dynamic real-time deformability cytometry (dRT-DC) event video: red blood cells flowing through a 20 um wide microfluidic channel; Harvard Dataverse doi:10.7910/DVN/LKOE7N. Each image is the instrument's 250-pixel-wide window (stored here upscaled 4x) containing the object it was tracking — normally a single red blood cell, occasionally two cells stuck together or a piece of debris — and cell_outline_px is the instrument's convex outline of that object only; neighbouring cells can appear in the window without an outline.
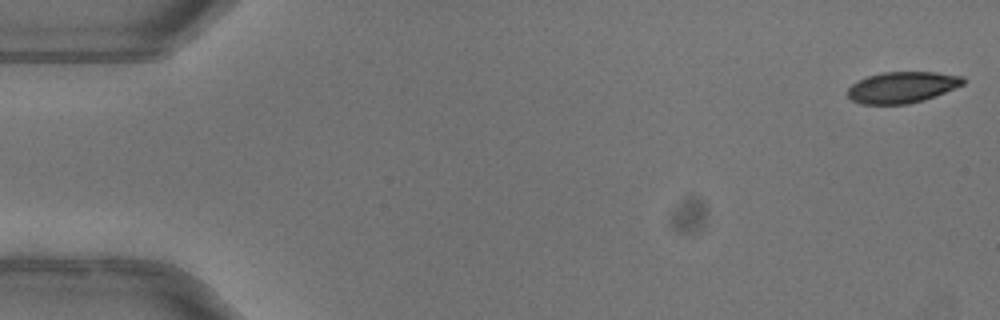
{"species": "common noctule bat (a hibernating species)", "species_latin": "Nyctalus noctula", "temperature_condition": "warm", "stored_images_in_passage": 51, "camera_frame_rate_fps": 3000, "um_per_image_px": 0.085, "animal": {"sex": "female"}, "frame": {"image": 1, "passage_image": 1, "time_ms": 0.0, "image_size_px": [1000, 320], "cell_outline_px": [[964, 84], [936, 96], [924, 100], [908, 104], [860, 104], [852, 100], [848, 96], [848, 88], [852, 84], [868, 76], [884, 72], [936, 72], [964, 76]], "centroid_in_image_um": [76.7, 7.42], "position_along_channel_um": 8.3, "area_um2": 20.98}}
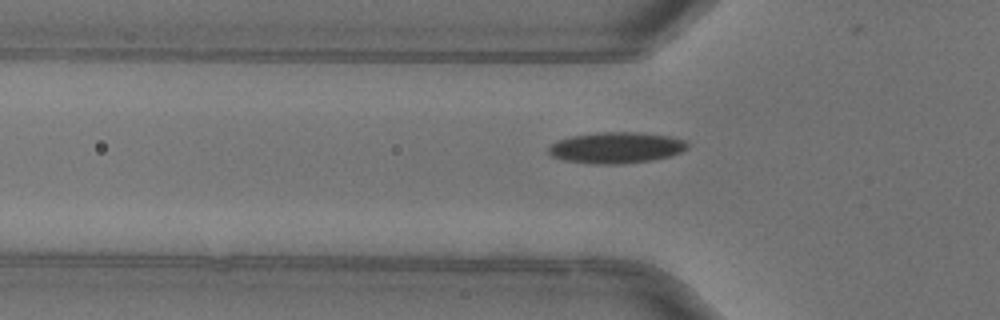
{"frame": {"image": 2, "passage_image": 17, "time_ms": 5.333, "image_size_px": [1000, 320], "cell_outline_px": [[688, 148], [680, 152], [668, 156], [652, 160], [616, 164], [592, 164], [564, 160], [552, 156], [548, 152], [548, 148], [556, 140], [572, 136], [600, 132], [636, 132], [672, 136], [688, 140]], "centroid_in_image_um": [52.39, 12.54], "position_along_channel_um": 73.4, "area_um2": 25.26}}
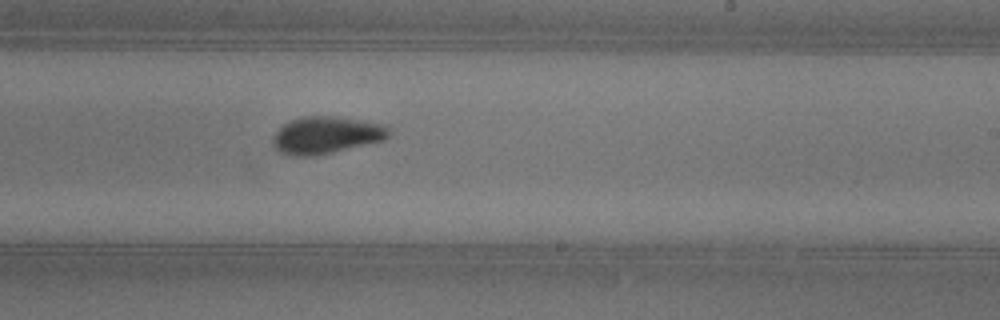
{"frame": {"image": 3, "passage_image": 31, "time_ms": 10.0, "image_size_px": [1000, 320], "cell_outline_px": [[392, 128], [388, 136], [384, 140], [316, 156], [288, 156], [280, 152], [272, 144], [272, 136], [284, 124], [292, 120], [304, 116], [332, 116], [388, 124]], "centroid_in_image_um": [27.75, 11.49], "position_along_channel_um": 261.3, "area_um2": 25.32}, "authors_computed_cell_mechanics": {"area_um2": 23.0622, "velocity_mm_per_s": 4.0062, "shape_relaxation_time_tau1_ms": 4.7089, "shape_relaxation_time_tau2_ms": 1.8088, "deformation_change_tau1": 0.144, "deformation_change_tau2": 0.0697}}